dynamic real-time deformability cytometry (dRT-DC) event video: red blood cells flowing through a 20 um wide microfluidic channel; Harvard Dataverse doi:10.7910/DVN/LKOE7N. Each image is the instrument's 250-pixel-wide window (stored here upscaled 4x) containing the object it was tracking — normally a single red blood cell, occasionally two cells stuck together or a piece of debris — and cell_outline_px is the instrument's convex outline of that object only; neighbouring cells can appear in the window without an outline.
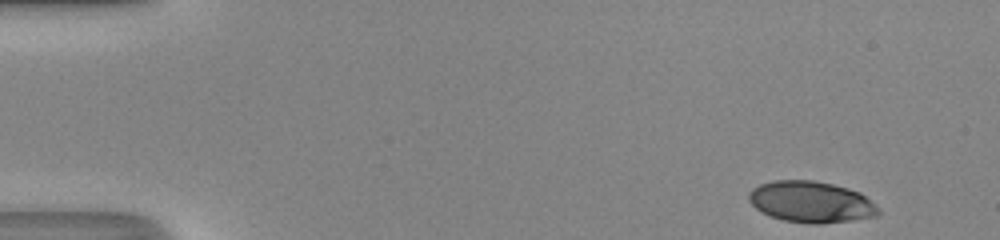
{"species": "human", "species_latin": "Homo sapiens", "temperature_condition": "room temperature", "stored_images_in_passage": 45, "camera_frame_rate_fps": 3000, "um_per_image_px": 0.085, "donor": {"sex": "male"}, "frame": {"image": 1, "passage_image": 1, "time_ms": 0.0, "image_size_px": [1000, 240], "cell_outline_px": [[880, 212], [876, 216], [852, 220], [820, 224], [812, 224], [784, 220], [772, 216], [756, 208], [748, 200], [748, 192], [752, 188], [760, 184], [772, 180], [812, 180], [832, 184], [848, 188], [860, 192], [876, 204], [880, 208]], "centroid_in_image_um": [68.95, 17.15], "position_along_channel_um": 16.0, "area_um2": 31.21}}
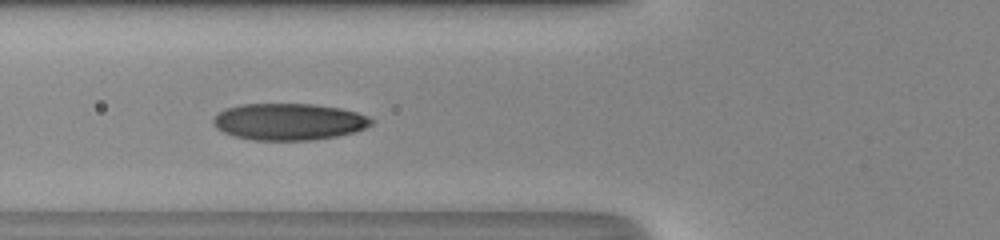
{"frame": {"image": 2, "passage_image": 16, "time_ms": 5.0, "image_size_px": [1000, 240], "cell_outline_px": [[372, 124], [356, 132], [336, 136], [312, 140], [252, 140], [232, 136], [216, 128], [212, 124], [212, 120], [224, 108], [240, 104], [316, 104], [340, 108], [356, 112], [368, 116], [372, 120]], "centroid_in_image_um": [24.53, 10.34], "position_along_channel_um": 101.3, "area_um2": 33.99}}
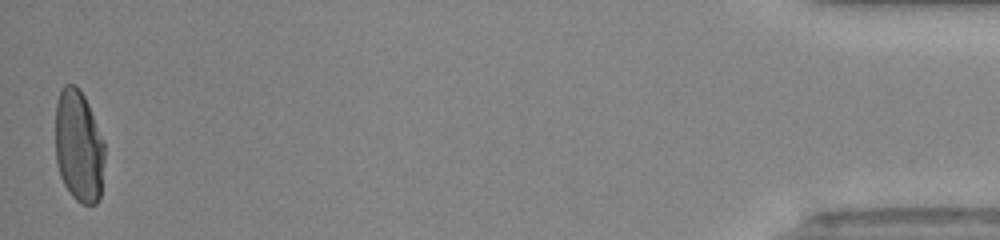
{"frame": {"image": 3, "passage_image": 45, "time_ms": 14.667, "image_size_px": [1000, 240], "cell_outline_px": [[104, 160], [100, 200], [96, 204], [84, 204], [76, 200], [72, 196], [64, 184], [60, 176], [56, 160], [56, 104], [60, 92], [64, 84], [76, 84], [80, 88], [88, 104], [104, 144]], "centroid_in_image_um": [6.69, 12.44], "position_along_channel_um": 428.5, "area_um2": 32.14}, "authors_computed_cell_mechanics": {"area_um2": 32.7148, "velocity_mm_per_s": 4.3461, "shape_relaxation_time_tau1_ms": 4.4544, "shape_relaxation_time_tau2_ms": null, "deformation_change_tau1": 0.1959, "deformation_change_tau2": null}}